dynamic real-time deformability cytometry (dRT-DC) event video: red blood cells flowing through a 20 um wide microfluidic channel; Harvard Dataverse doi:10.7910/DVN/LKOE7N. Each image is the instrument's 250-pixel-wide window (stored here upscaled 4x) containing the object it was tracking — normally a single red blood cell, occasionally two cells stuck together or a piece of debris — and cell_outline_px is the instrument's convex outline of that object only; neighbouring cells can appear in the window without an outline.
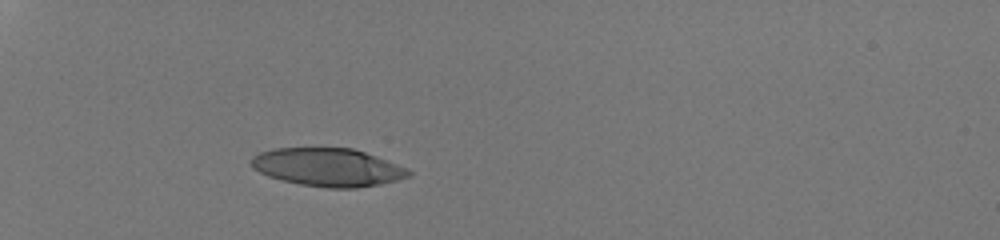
{"species": "human", "species_latin": "Homo sapiens", "temperature_condition": "room temperature", "stored_images_in_passage": 30, "camera_frame_rate_fps": 3000, "um_per_image_px": 0.085, "donor": {"sex": "male"}, "frame": {"image": 1, "passage_image": 1, "time_ms": 0.0, "image_size_px": [1000, 240], "cell_outline_px": [[412, 176], [380, 184], [356, 188], [328, 188], [300, 184], [280, 180], [268, 176], [252, 168], [252, 156], [260, 152], [272, 148], [352, 148], [376, 156], [408, 168], [412, 172]], "centroid_in_image_um": [27.87, 14.22], "position_along_channel_um": 57.1, "area_um2": 34.97}}
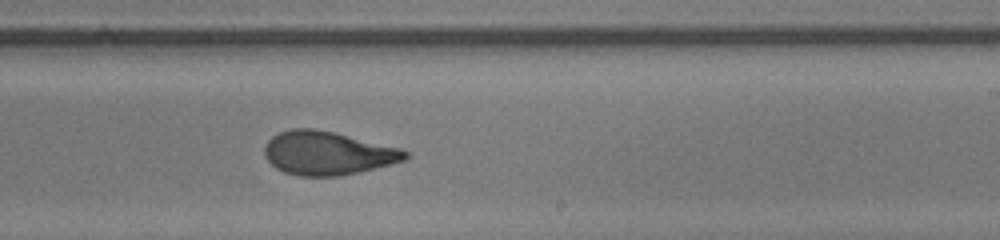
{"frame": {"image": 2, "passage_image": 18, "time_ms": 5.667, "image_size_px": [1000, 240], "cell_outline_px": [[408, 156], [404, 160], [340, 176], [300, 176], [284, 172], [276, 168], [264, 156], [264, 148], [268, 140], [272, 136], [288, 128], [312, 128], [332, 132], [400, 148], [408, 152]], "centroid_in_image_um": [27.78, 13.01], "position_along_channel_um": 261.2, "area_um2": 35.26}}
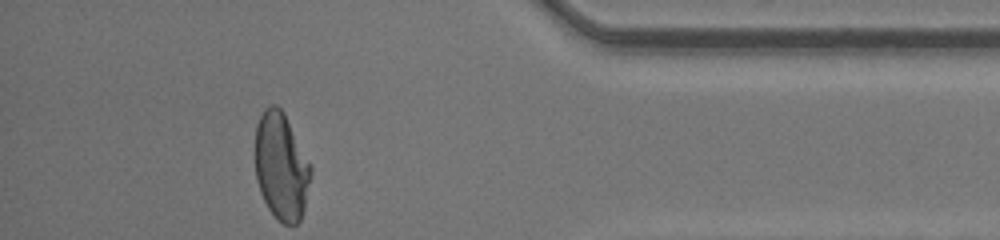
{"frame": {"image": 3, "passage_image": 30, "time_ms": 9.667, "image_size_px": [1000, 240], "cell_outline_px": [[312, 172], [304, 208], [300, 220], [296, 224], [284, 224], [268, 208], [260, 192], [256, 180], [256, 124], [264, 108], [272, 104], [276, 104], [284, 112], [312, 164]], "centroid_in_image_um": [23.92, 14.11], "position_along_channel_um": 411.3, "area_um2": 34.91}, "authors_computed_cell_mechanics": {"area_um2": 36.0094, "velocity_mm_per_s": 4.2898, "shape_relaxation_time_tau1_ms": 7.5436, "shape_relaxation_time_tau2_ms": 0.9056, "deformation_change_tau1": 0.2857, "deformation_change_tau2": 0.0816}}